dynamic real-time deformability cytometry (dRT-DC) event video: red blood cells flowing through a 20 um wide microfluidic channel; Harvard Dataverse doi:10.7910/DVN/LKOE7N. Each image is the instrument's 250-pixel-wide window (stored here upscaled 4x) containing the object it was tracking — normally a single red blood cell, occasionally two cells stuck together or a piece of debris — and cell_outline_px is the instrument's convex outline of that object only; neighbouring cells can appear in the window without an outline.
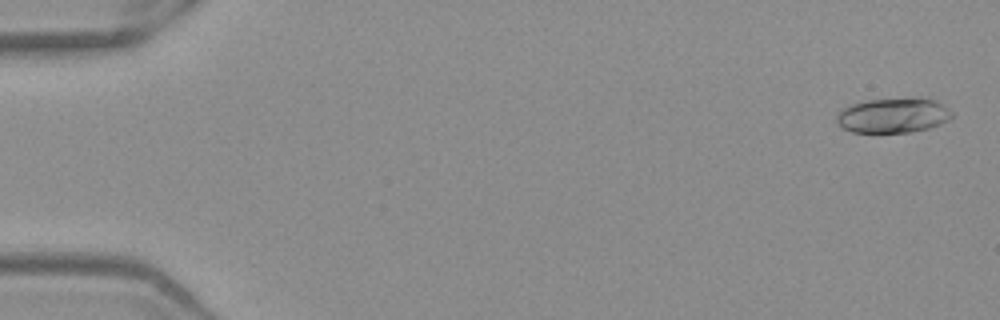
{"species": "Egyptian fruit bat (a non-hibernating species)", "species_latin": "Rousettus aegyptiacus", "temperature_condition": "warm", "stored_images_in_passage": 52, "camera_frame_rate_fps": 3000, "um_per_image_px": 0.085, "frame": {"image": 1, "passage_image": 2, "time_ms": 0.333, "image_size_px": [1000, 320], "cell_outline_px": [[952, 116], [948, 120], [940, 124], [928, 128], [912, 132], [852, 132], [836, 124], [836, 116], [848, 104], [868, 100], [912, 96], [916, 96], [932, 100], [944, 104], [952, 112]], "centroid_in_image_um": [75.92, 9.78], "position_along_channel_um": 9.1, "area_um2": 23.81}}
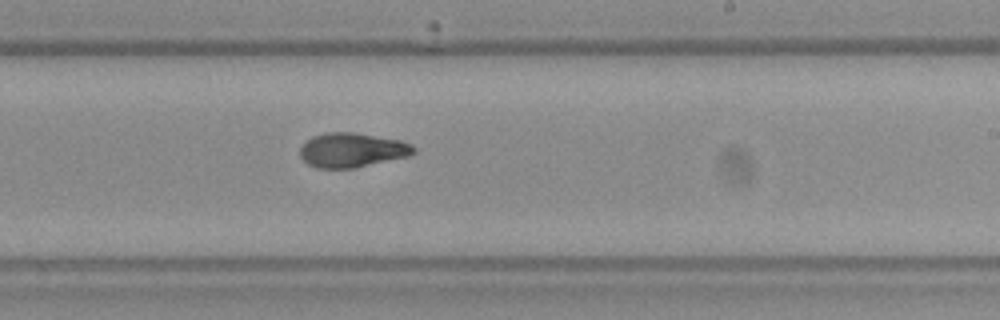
{"frame": {"image": 2, "passage_image": 32, "time_ms": 10.333, "image_size_px": [1000, 320], "cell_outline_px": [[416, 152], [408, 156], [356, 168], [316, 168], [308, 164], [300, 156], [300, 148], [312, 136], [328, 132], [352, 132], [400, 140], [412, 144], [416, 148]], "centroid_in_image_um": [29.94, 12.76], "position_along_channel_um": 259.1, "area_um2": 22.77}}
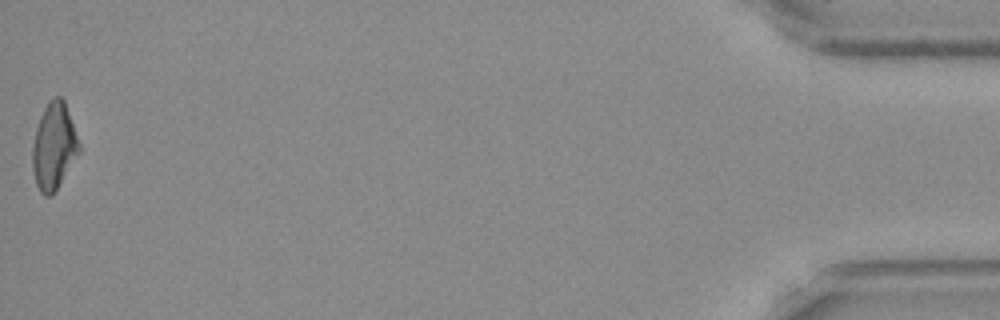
{"frame": {"image": 3, "passage_image": 52, "time_ms": 17.0, "image_size_px": [1000, 320], "cell_outline_px": [[80, 152], [52, 196], [44, 196], [40, 192], [36, 184], [32, 168], [32, 144], [36, 128], [40, 116], [48, 100], [56, 96], [60, 96], [64, 100], [80, 144]], "centroid_in_image_um": [4.57, 12.44], "position_along_channel_um": 430.6, "area_um2": 23.58}, "authors_computed_cell_mechanics": {"area_um2": 23.0044, "velocity_mm_per_s": 3.9764, "shape_relaxation_time_tau1_ms": 5.7257, "shape_relaxation_time_tau2_ms": 3.1173, "deformation_change_tau1": 0.1935, "deformation_change_tau2": 0.0893}}